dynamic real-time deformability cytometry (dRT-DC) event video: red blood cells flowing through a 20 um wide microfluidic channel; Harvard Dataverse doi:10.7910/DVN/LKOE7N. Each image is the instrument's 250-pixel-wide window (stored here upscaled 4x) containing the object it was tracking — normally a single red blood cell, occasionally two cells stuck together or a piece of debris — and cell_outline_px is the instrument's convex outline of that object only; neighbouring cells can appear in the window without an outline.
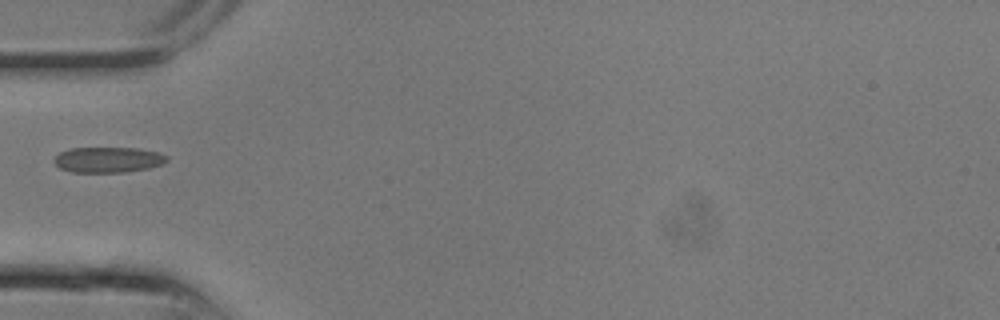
{"species": "common noctule bat (a hibernating species)", "species_latin": "Nyctalus noctula", "temperature_condition": "room temperature", "stored_images_in_passage": 6, "camera_frame_rate_fps": 3000, "um_per_image_px": 0.085, "animal": {"sex": "male", "body_mass_g": 13.3}, "frame": {"image": 1, "passage_image": 1, "time_ms": 0.0, "image_size_px": [1000, 320], "cell_outline_px": [[168, 160], [164, 164], [148, 168], [124, 172], [72, 172], [60, 168], [52, 160], [60, 152], [68, 148], [136, 148], [156, 152], [168, 156]], "centroid_in_image_um": [9.18, 13.58], "position_along_channel_um": 75.8, "area_um2": 16.76}}
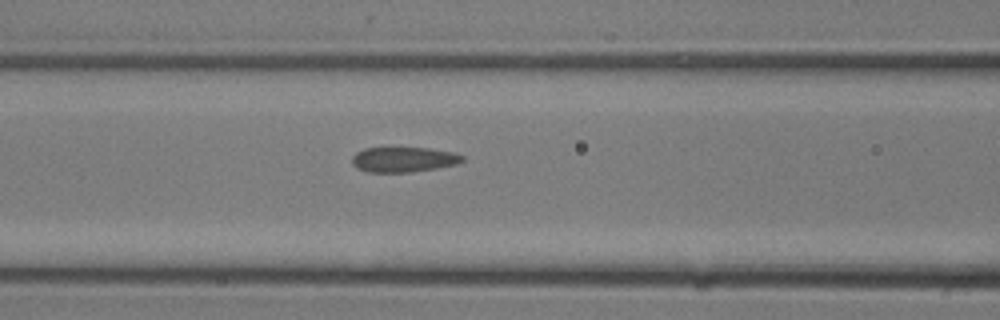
{"frame": {"image": 2, "passage_image": 3, "time_ms": 0.667, "image_size_px": [1000, 320], "cell_outline_px": [[464, 160], [456, 164], [436, 168], [412, 172], [368, 172], [356, 168], [352, 164], [352, 156], [356, 152], [364, 148], [428, 148], [452, 152], [464, 156]], "centroid_in_image_um": [34.27, 13.56], "position_along_channel_um": 132.3, "area_um2": 16.13}}
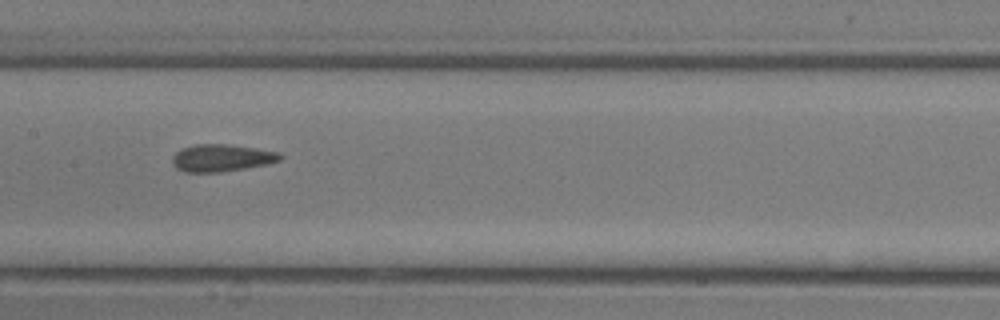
{"frame": {"image": 3, "passage_image": 5, "time_ms": 1.333, "image_size_px": [1000, 320], "cell_outline_px": [[284, 156], [280, 160], [268, 164], [220, 172], [184, 172], [176, 168], [172, 164], [172, 156], [176, 152], [184, 148], [196, 144], [224, 144], [256, 148], [280, 152]], "centroid_in_image_um": [18.85, 13.42], "position_along_channel_um": 188.6, "area_um2": 17.11}}